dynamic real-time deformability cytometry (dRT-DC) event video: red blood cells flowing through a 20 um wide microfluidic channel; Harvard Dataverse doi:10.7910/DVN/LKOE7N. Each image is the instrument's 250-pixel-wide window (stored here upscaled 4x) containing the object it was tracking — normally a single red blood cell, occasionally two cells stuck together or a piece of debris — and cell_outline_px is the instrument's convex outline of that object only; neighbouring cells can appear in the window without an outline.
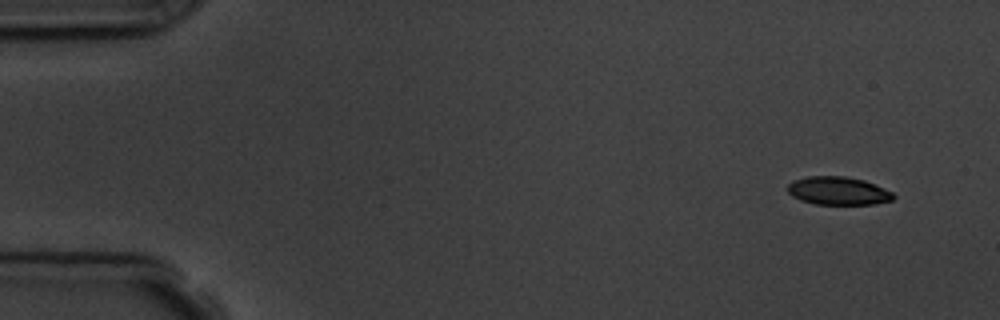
{"species": "common noctule bat (a hibernating species)", "species_latin": "Nyctalus noctula", "temperature_condition": "room temperature", "stored_images_in_passage": 6, "camera_frame_rate_fps": 3000, "um_per_image_px": 0.085, "animal": {"sex": "male", "body_mass_g": 19.5, "forearm_length_mm": 54.6}, "frame": {"image": 1, "passage_image": 1, "time_ms": 0.0, "image_size_px": [1000, 320], "cell_outline_px": [[896, 196], [892, 200], [876, 204], [816, 204], [800, 200], [792, 196], [784, 188], [792, 180], [808, 176], [844, 176], [864, 180], [876, 184], [892, 192]], "centroid_in_image_um": [71.22, 16.21], "position_along_channel_um": 13.8, "area_um2": 17.57}}
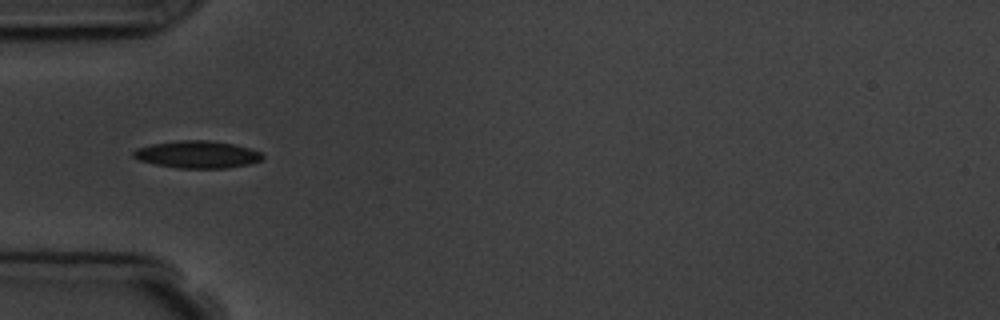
{"frame": {"image": 2, "passage_image": 5, "time_ms": 4.667, "image_size_px": [1000, 320], "cell_outline_px": [[264, 156], [260, 160], [248, 164], [228, 168], [176, 168], [156, 164], [140, 160], [132, 156], [132, 152], [136, 148], [152, 144], [180, 140], [208, 140], [232, 144], [248, 148], [260, 152]], "centroid_in_image_um": [16.74, 13.13], "position_along_channel_um": 68.3, "area_um2": 20.35}}